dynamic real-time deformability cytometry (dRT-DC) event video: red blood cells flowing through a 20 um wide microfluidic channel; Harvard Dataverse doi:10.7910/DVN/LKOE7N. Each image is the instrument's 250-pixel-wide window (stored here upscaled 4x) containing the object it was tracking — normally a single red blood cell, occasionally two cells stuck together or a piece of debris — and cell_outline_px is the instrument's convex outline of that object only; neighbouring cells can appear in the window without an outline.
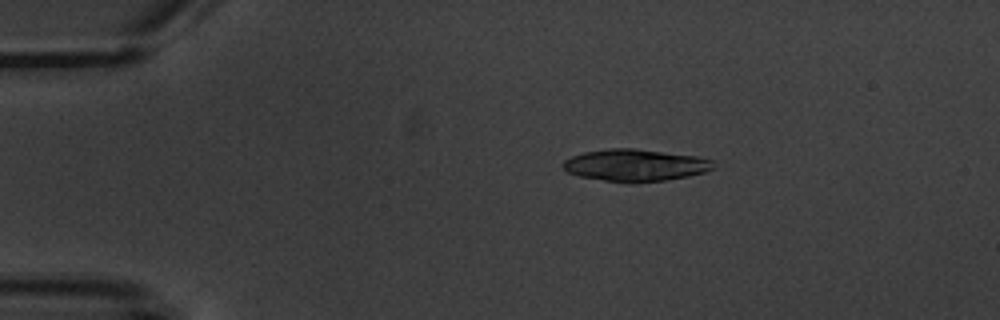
{"species": "common noctule bat (a hibernating species)", "species_latin": "Nyctalus noctula", "temperature_condition": "warm", "stored_images_in_passage": 6, "camera_frame_rate_fps": 3000, "um_per_image_px": 0.085, "animal": {"sex": "male", "body_mass_g": 20.1, "forearm_length_mm": 53.5}, "frame": {"image": 1, "passage_image": 3, "time_ms": 2.333, "image_size_px": [1000, 320], "cell_outline_px": [[716, 168], [704, 172], [688, 176], [664, 180], [604, 180], [580, 176], [568, 172], [564, 168], [564, 160], [572, 156], [584, 152], [612, 148], [636, 148], [700, 156], [712, 160]], "centroid_in_image_um": [54.06, 14.0], "position_along_channel_um": 30.9, "area_um2": 27.4}}